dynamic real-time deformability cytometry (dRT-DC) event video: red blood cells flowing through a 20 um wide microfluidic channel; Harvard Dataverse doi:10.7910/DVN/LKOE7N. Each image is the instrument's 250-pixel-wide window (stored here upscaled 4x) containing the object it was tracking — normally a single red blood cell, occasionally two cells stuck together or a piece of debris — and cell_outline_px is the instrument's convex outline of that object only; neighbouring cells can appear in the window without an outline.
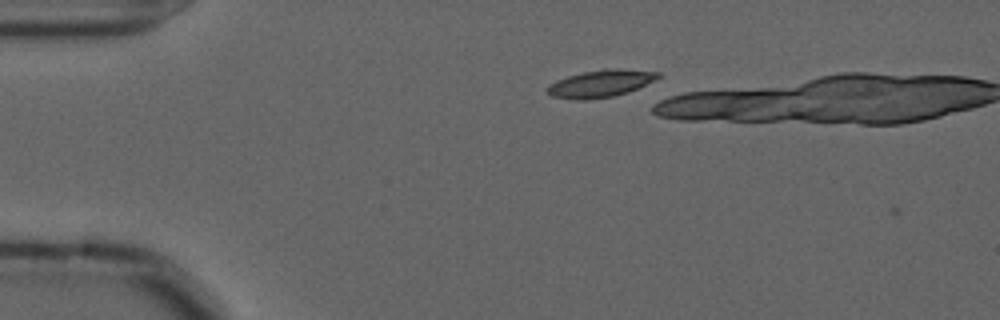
{"species": "common noctule bat (a hibernating species)", "species_latin": "Nyctalus noctula", "temperature_condition": "cold", "stored_images_in_passage": 2, "camera_frame_rate_fps": 3000, "um_per_image_px": 0.085, "animal": {"sex": "male", "forearm_length_mm": 52.5}, "frame": {"image": 1, "passage_image": 1, "time_ms": 0.0, "image_size_px": [1000, 320], "cell_outline_px": [[660, 76], [628, 92], [612, 96], [584, 100], [576, 100], [552, 96], [544, 88], [548, 84], [556, 80], [568, 76], [584, 72], [604, 68], [608, 68], [660, 72]], "centroid_in_image_um": [50.96, 7.1], "position_along_channel_um": 34.0, "area_um2": 17.28}}